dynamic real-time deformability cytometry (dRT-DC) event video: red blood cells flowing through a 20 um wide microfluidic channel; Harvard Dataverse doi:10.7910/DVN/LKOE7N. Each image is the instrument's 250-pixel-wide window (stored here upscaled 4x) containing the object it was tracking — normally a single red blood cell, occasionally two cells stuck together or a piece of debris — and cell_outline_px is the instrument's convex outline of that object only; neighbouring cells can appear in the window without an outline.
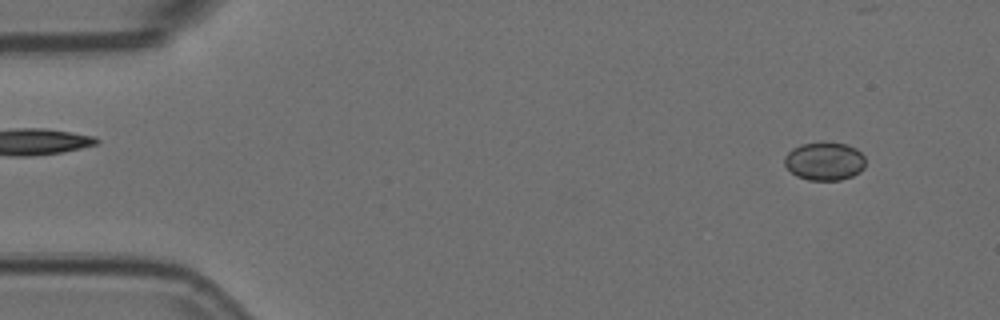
{"species": "Egyptian fruit bat (a non-hibernating species)", "species_latin": "Rousettus aegyptiacus", "temperature_condition": "room temperature", "stored_images_in_passage": 5, "segment_of_instrument_passage": [2, 2], "camera_frame_rate_fps": 3000, "um_per_image_px": 0.085, "animal": {"sex": "female"}, "frame": {"image": 1, "passage_image": 5, "time_ms": 1.333, "image_size_px": [1000, 320], "cell_outline_px": [[864, 168], [860, 172], [852, 176], [840, 180], [808, 180], [796, 176], [784, 164], [784, 156], [792, 148], [800, 144], [824, 140], [848, 144], [856, 148], [864, 156]], "centroid_in_image_um": [70.08, 13.67], "position_along_channel_um": 14.9, "area_um2": 18.5}}